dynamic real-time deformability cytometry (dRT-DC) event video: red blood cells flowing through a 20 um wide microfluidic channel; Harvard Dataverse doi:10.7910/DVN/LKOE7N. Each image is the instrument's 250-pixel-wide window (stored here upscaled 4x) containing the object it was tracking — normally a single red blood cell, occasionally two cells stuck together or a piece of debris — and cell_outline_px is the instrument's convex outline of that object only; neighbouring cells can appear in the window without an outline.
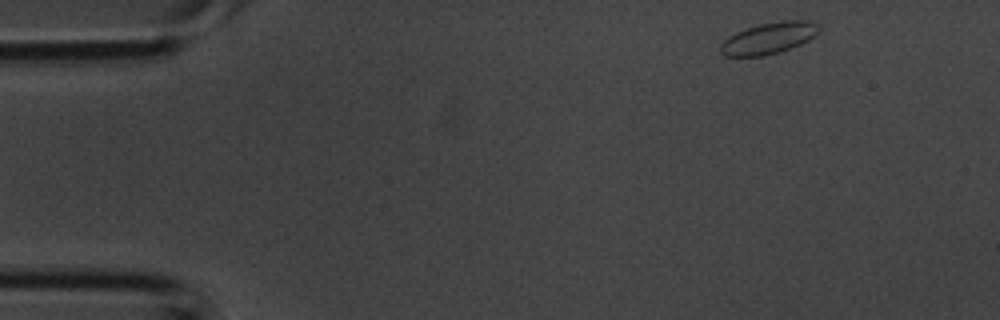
{"species": "common noctule bat (a hibernating species)", "species_latin": "Nyctalus noctula", "temperature_condition": "room temperature", "stored_images_in_passage": 3, "camera_frame_rate_fps": 3000, "um_per_image_px": 0.085, "animal": {"sex": "male", "body_mass_g": 20.1, "forearm_length_mm": 53.5}, "frame": {"image": 1, "passage_image": 1, "time_ms": 0.0, "image_size_px": [1000, 320], "cell_outline_px": [[820, 28], [808, 40], [800, 44], [780, 52], [764, 56], [724, 56], [720, 52], [720, 44], [728, 36], [736, 32], [760, 24], [780, 20], [808, 20], [820, 24]], "centroid_in_image_um": [65.33, 3.24], "position_along_channel_um": 19.7, "area_um2": 18.03}}